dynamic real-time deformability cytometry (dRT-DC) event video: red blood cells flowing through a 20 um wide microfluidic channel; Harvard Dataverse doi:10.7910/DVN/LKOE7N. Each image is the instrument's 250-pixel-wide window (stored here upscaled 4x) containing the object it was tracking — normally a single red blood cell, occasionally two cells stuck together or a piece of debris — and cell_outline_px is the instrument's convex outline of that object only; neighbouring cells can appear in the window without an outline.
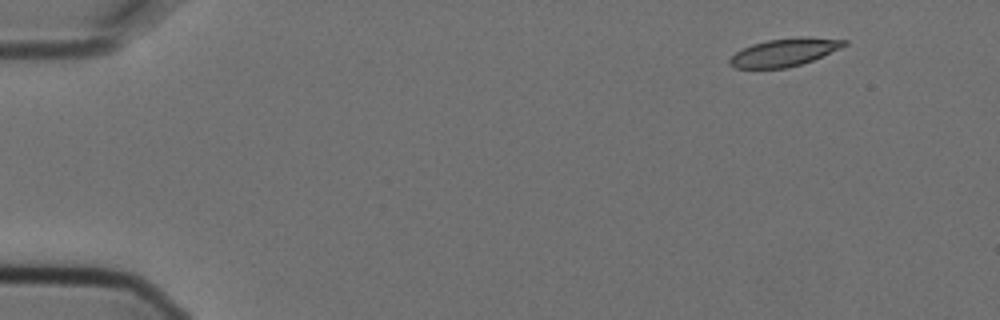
{"species": "Egyptian fruit bat (a non-hibernating species)", "species_latin": "Rousettus aegyptiacus", "temperature_condition": "cold", "stored_images_in_passage": 5, "camera_frame_rate_fps": 3000, "um_per_image_px": 0.085, "animal": {"sex": "female"}, "frame": {"image": 1, "passage_image": 1, "time_ms": 0.0, "image_size_px": [1000, 320], "cell_outline_px": [[848, 44], [840, 48], [812, 60], [800, 64], [784, 68], [732, 68], [728, 64], [728, 60], [736, 52], [752, 44], [768, 40], [800, 36], [804, 36], [848, 40]], "centroid_in_image_um": [66.66, 4.44], "position_along_channel_um": 18.3, "area_um2": 18.5}}
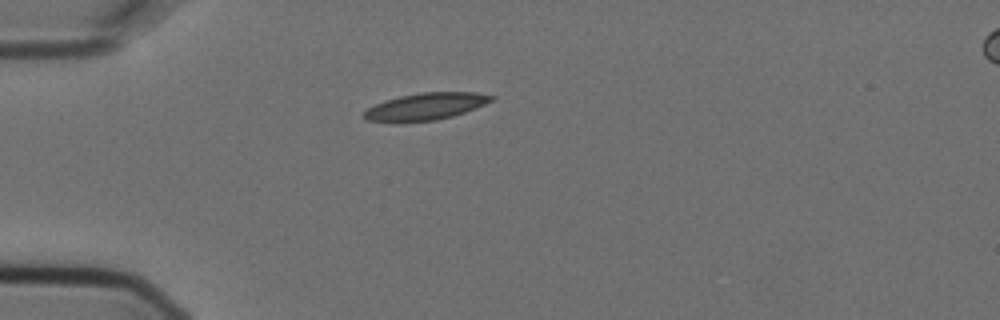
{"frame": {"image": 2, "passage_image": 4, "time_ms": 1.0, "image_size_px": [1000, 320], "cell_outline_px": [[496, 100], [476, 108], [452, 116], [436, 120], [396, 124], [364, 120], [360, 116], [368, 108], [384, 100], [400, 96], [420, 92], [476, 92], [496, 96]], "centroid_in_image_um": [36.14, 9.07], "position_along_channel_um": 48.9, "area_um2": 20.75}}